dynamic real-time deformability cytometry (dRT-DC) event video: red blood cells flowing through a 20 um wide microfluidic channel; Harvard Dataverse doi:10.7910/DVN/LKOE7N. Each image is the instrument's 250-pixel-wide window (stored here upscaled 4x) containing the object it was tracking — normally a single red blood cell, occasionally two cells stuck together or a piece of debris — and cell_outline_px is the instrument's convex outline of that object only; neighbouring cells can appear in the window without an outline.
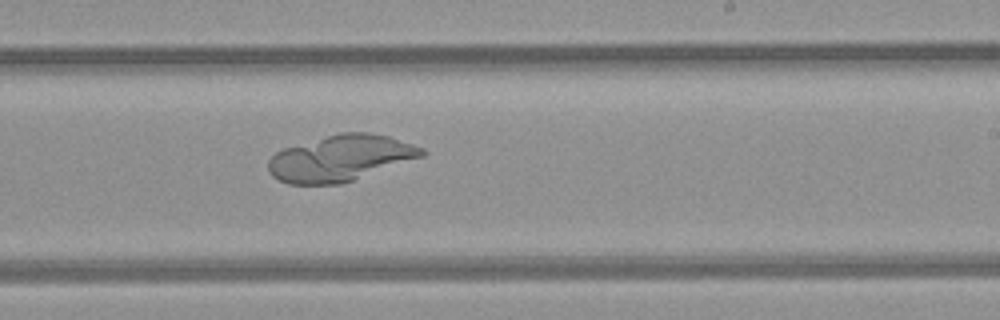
{"species": "common noctule bat (a hibernating species)", "species_latin": "Nyctalus noctula", "temperature_condition": "room temperature", "stored_images_in_passage": 8, "camera_frame_rate_fps": 3000, "um_per_image_px": 0.085, "animal": {"sex": "female", "body_mass_g": 21.9}, "frame": {"image": 1, "passage_image": 8, "time_ms": 8.0, "image_size_px": [1000, 320], "cell_outline_px": [[428, 152], [424, 156], [340, 184], [288, 184], [272, 176], [268, 172], [268, 160], [276, 152], [284, 148], [340, 132], [368, 132], [388, 136], [424, 148]], "centroid_in_image_um": [28.94, 13.44], "position_along_channel_um": 260.1, "area_um2": 40.92}}